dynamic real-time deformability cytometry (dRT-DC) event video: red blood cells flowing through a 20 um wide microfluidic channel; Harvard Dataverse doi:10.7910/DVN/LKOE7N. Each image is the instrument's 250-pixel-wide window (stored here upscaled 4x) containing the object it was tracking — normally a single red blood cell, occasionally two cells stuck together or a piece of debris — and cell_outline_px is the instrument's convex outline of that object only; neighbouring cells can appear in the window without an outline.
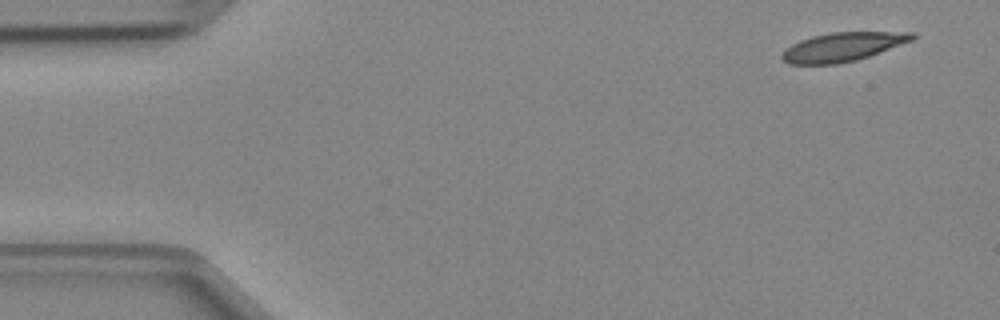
{"species": "Egyptian fruit bat (a non-hibernating species)", "species_latin": "Rousettus aegyptiacus", "temperature_condition": "cold", "stored_images_in_passage": 4, "camera_frame_rate_fps": 3000, "um_per_image_px": 0.085, "animal": {"sex": "female"}, "frame": {"image": 1, "passage_image": 1, "time_ms": 0.0, "image_size_px": [1000, 320], "cell_outline_px": [[916, 36], [912, 40], [880, 52], [856, 60], [836, 64], [788, 64], [780, 60], [780, 56], [784, 48], [800, 40], [812, 36], [832, 32], [916, 32]], "centroid_in_image_um": [71.57, 3.99], "position_along_channel_um": 13.4, "area_um2": 21.96}}
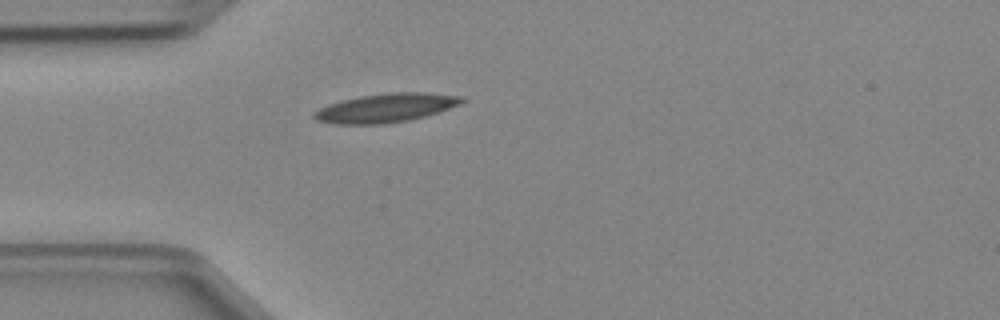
{"frame": {"image": 2, "passage_image": 4, "time_ms": 1.0, "image_size_px": [1000, 320], "cell_outline_px": [[464, 100], [460, 104], [412, 120], [384, 124], [332, 124], [316, 120], [312, 116], [312, 112], [328, 104], [340, 100], [360, 96], [392, 92], [428, 92], [464, 96]], "centroid_in_image_um": [32.76, 9.17], "position_along_channel_um": 52.2, "area_um2": 24.97}}